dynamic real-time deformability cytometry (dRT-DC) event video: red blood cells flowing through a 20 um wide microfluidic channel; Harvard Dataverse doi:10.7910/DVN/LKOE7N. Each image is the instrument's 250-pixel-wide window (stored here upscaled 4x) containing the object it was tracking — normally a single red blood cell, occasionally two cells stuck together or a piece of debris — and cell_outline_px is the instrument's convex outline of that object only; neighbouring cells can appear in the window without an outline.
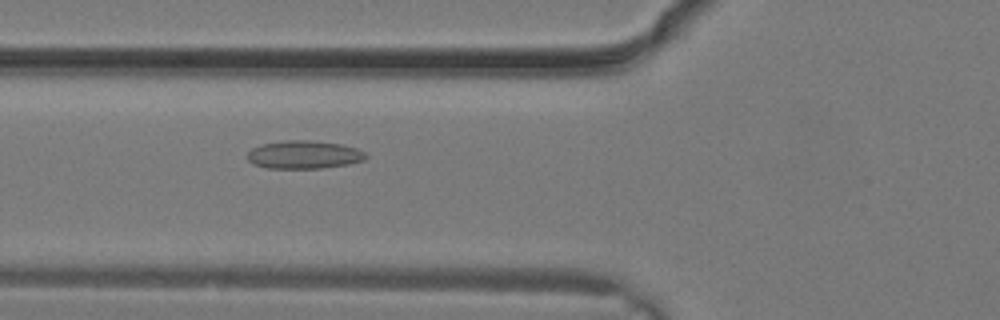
{"species": "common noctule bat (a hibernating species)", "species_latin": "Nyctalus noctula", "temperature_condition": "warm", "stored_images_in_passage": 3, "camera_frame_rate_fps": 3000, "um_per_image_px": 0.085, "animal": {"sex": "male", "body_mass_g": 19.2, "forearm_length_mm": 51.8}, "frame": {"image": 1, "passage_image": 3, "time_ms": 0.667, "image_size_px": [1000, 320], "cell_outline_px": [[368, 156], [364, 160], [348, 164], [324, 168], [268, 168], [252, 164], [248, 160], [248, 152], [252, 148], [260, 144], [288, 140], [308, 140], [340, 144], [356, 148], [364, 152]], "centroid_in_image_um": [25.82, 13.15], "position_along_channel_um": 100.0, "area_um2": 19.36}}